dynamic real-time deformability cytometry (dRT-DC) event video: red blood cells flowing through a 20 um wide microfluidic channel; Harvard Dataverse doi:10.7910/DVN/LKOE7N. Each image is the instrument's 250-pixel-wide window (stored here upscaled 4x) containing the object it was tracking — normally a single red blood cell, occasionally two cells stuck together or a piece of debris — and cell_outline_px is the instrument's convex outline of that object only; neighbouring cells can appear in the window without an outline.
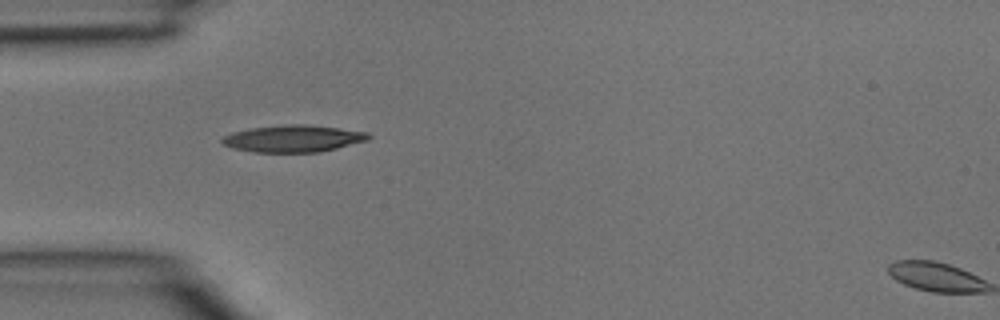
{"species": "common noctule bat (a hibernating species)", "species_latin": "Nyctalus noctula", "temperature_condition": "room temperature", "stored_images_in_passage": 1, "camera_frame_rate_fps": 3000, "um_per_image_px": 0.085, "animal": {"sex": "male", "body_mass_g": 15.6}, "frame": {"image": 1, "passage_image": 1, "time_ms": 0.0, "image_size_px": [1000, 320], "cell_outline_px": [[372, 136], [368, 140], [320, 152], [252, 152], [232, 148], [224, 144], [220, 140], [224, 136], [232, 132], [252, 128], [288, 124], [304, 124], [368, 132]], "centroid_in_image_um": [24.91, 11.78], "position_along_channel_um": 60.1, "area_um2": 22.83}}